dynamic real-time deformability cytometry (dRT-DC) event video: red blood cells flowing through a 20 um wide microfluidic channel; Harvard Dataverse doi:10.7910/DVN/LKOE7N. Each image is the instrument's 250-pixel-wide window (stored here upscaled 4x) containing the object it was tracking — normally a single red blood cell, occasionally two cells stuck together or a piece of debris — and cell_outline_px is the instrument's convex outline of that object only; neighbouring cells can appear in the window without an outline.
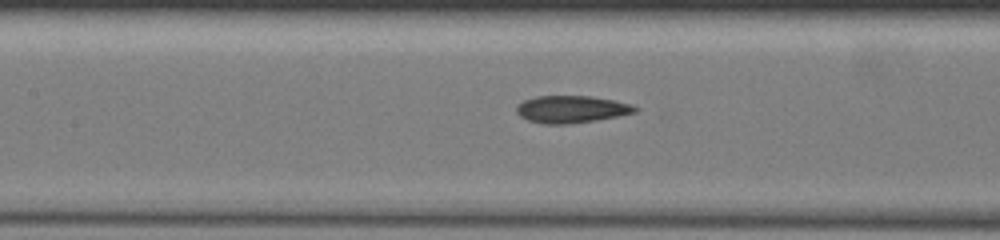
{"species": "common noctule bat (a hibernating species)", "species_latin": "Nyctalus noctula", "temperature_condition": "warm", "stored_images_in_passage": 17, "camera_frame_rate_fps": 3000, "um_per_image_px": 0.085, "animal": {"sex": "female", "body_mass_g": 19.5, "forearm_length_mm": 54.1}, "frame": {"image": 1, "passage_image": 12, "time_ms": 3.667, "image_size_px": [1000, 240], "cell_outline_px": [[640, 108], [636, 112], [596, 120], [568, 124], [544, 124], [528, 120], [520, 116], [516, 112], [516, 104], [524, 100], [536, 96], [592, 96], [632, 104]], "centroid_in_image_um": [48.55, 9.28], "position_along_channel_um": 158.8, "area_um2": 18.84}}
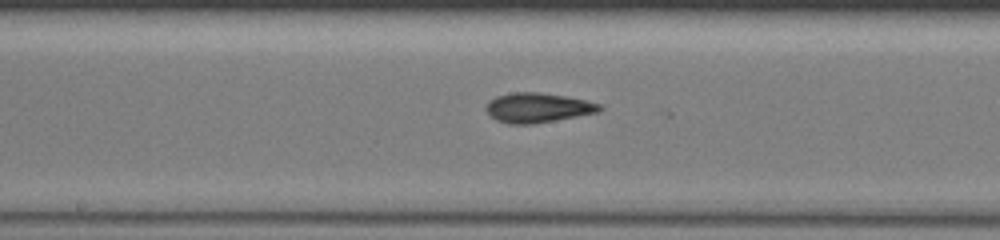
{"frame": {"image": 2, "passage_image": 16, "time_ms": 5.0, "image_size_px": [1000, 240], "cell_outline_px": [[604, 108], [600, 112], [556, 120], [532, 124], [508, 124], [496, 120], [484, 108], [488, 100], [496, 96], [512, 92], [540, 92], [564, 96], [584, 100], [600, 104]], "centroid_in_image_um": [45.69, 9.15], "position_along_channel_um": 202.5, "area_um2": 19.71}}